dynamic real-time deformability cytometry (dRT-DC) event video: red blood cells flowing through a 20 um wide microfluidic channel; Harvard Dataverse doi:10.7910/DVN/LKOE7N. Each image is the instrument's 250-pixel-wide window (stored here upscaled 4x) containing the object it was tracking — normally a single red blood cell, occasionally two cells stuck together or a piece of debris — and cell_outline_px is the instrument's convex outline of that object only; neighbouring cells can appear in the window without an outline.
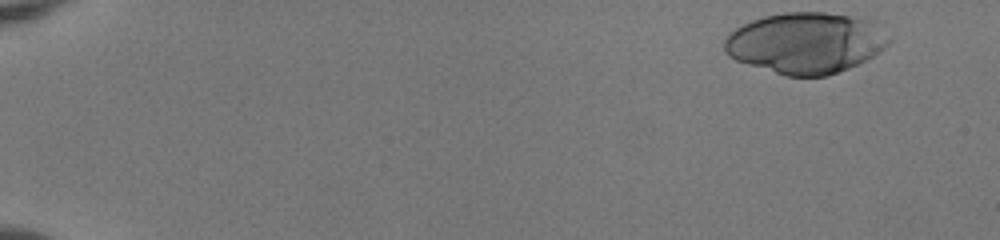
{"species": "human", "species_latin": "Homo sapiens", "temperature_condition": "room temperature", "stored_images_in_passage": 49, "camera_frame_rate_fps": 3000, "um_per_image_px": 0.085, "donor": {"sex": "female"}, "frame": {"image": 1, "passage_image": 1, "time_ms": 0.0, "image_size_px": [1000, 240], "cell_outline_px": [[892, 40], [884, 48], [872, 56], [848, 68], [828, 76], [784, 76], [736, 60], [728, 56], [724, 52], [724, 40], [728, 32], [752, 20], [764, 16], [784, 12], [824, 12], [880, 20]], "centroid_in_image_um": [68.53, 3.63], "position_along_channel_um": 16.5, "area_um2": 59.19}}
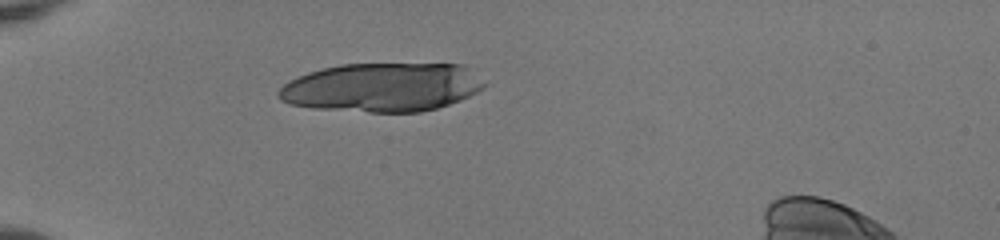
{"frame": {"image": 2, "passage_image": 14, "time_ms": 4.333, "image_size_px": [1000, 240], "cell_outline_px": [[488, 84], [484, 88], [460, 100], [436, 108], [420, 112], [368, 112], [312, 108], [288, 104], [280, 100], [276, 96], [276, 92], [288, 80], [308, 72], [340, 64], [464, 64]], "centroid_in_image_um": [32.45, 7.42], "position_along_channel_um": 52.5, "area_um2": 58.9}}